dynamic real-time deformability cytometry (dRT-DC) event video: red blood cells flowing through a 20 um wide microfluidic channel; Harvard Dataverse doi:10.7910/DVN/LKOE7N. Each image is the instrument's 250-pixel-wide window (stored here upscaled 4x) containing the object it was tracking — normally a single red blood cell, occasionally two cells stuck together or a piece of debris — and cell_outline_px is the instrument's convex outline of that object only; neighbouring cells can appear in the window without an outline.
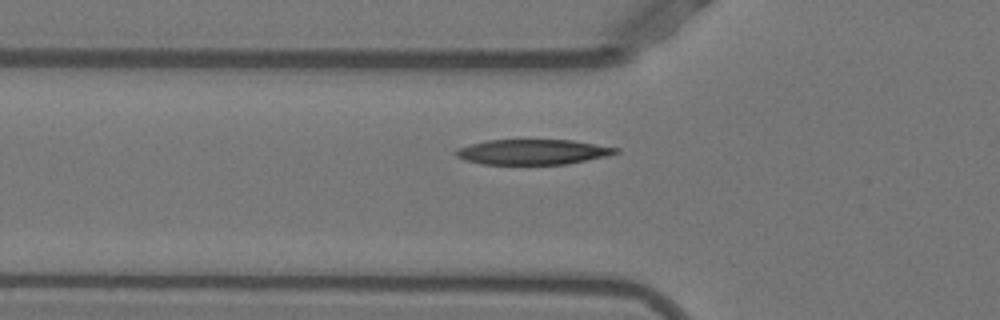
{"species": "Egyptian fruit bat (a non-hibernating species)", "species_latin": "Rousettus aegyptiacus", "temperature_condition": "warm", "stored_images_in_passage": 39, "camera_frame_rate_fps": 3000, "um_per_image_px": 0.085, "animal": {"sex": "female"}, "frame": {"image": 1, "passage_image": 8, "time_ms": 2.333, "image_size_px": [1000, 320], "cell_outline_px": [[620, 152], [608, 156], [568, 164], [484, 164], [464, 160], [456, 156], [456, 148], [484, 140], [572, 140], [620, 148]], "centroid_in_image_um": [45.31, 12.91], "position_along_channel_um": 80.5, "area_um2": 23.58}}
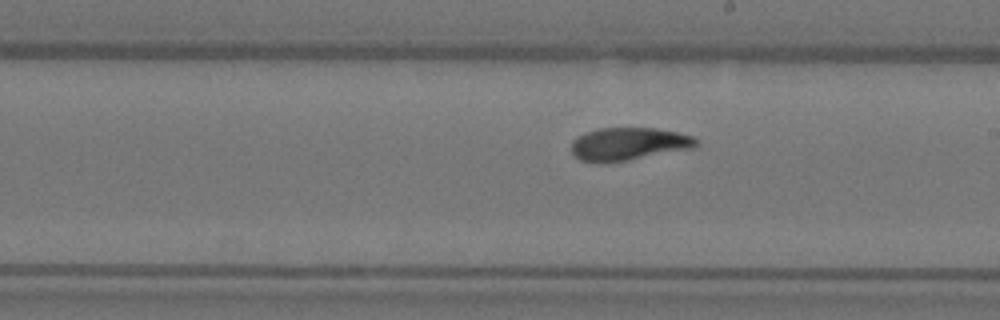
{"frame": {"image": 2, "passage_image": 20, "time_ms": 6.333, "image_size_px": [1000, 320], "cell_outline_px": [[700, 144], [692, 148], [608, 164], [596, 164], [580, 160], [572, 156], [572, 140], [588, 132], [600, 128], [656, 128], [696, 136]], "centroid_in_image_um": [53.43, 12.26], "position_along_channel_um": 235.6, "area_um2": 24.22}}
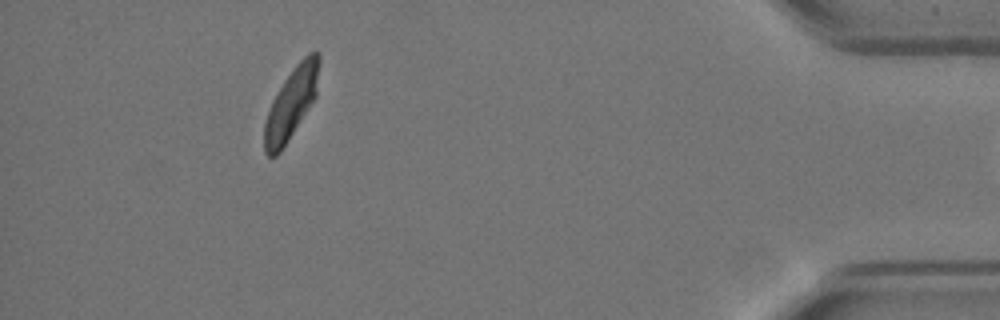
{"frame": {"image": 3, "passage_image": 38, "time_ms": 12.333, "image_size_px": [1000, 320], "cell_outline_px": [[320, 64], [316, 96], [288, 140], [280, 152], [276, 156], [268, 156], [264, 152], [264, 124], [272, 100], [284, 80], [296, 64], [308, 52], [320, 52]], "centroid_in_image_um": [24.76, 8.76], "position_along_channel_um": 410.4, "area_um2": 22.48}}